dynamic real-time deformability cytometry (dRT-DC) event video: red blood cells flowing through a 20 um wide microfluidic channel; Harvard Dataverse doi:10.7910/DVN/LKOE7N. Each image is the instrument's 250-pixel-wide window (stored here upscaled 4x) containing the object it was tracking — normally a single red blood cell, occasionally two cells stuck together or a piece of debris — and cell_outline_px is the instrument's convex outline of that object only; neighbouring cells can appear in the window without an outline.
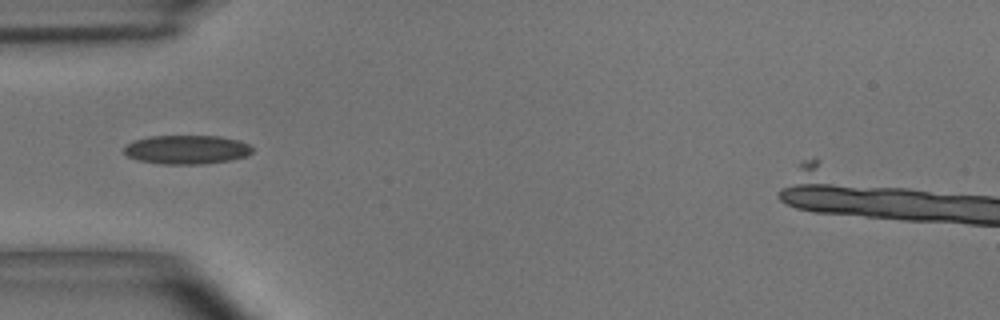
{"species": "common noctule bat (a hibernating species)", "species_latin": "Nyctalus noctula", "temperature_condition": "room temperature", "stored_images_in_passage": 4, "camera_frame_rate_fps": 3000, "um_per_image_px": 0.085, "animal": {"sex": "male", "body_mass_g": 15.6}, "frame": {"image": 1, "passage_image": 1, "time_ms": 0.0, "image_size_px": [1000, 320], "cell_outline_px": [[252, 152], [248, 156], [232, 160], [200, 164], [164, 164], [140, 160], [128, 156], [124, 152], [124, 148], [132, 140], [148, 136], [220, 136], [240, 140], [248, 144], [252, 148]], "centroid_in_image_um": [15.9, 12.71], "position_along_channel_um": 69.1, "area_um2": 21.68}}
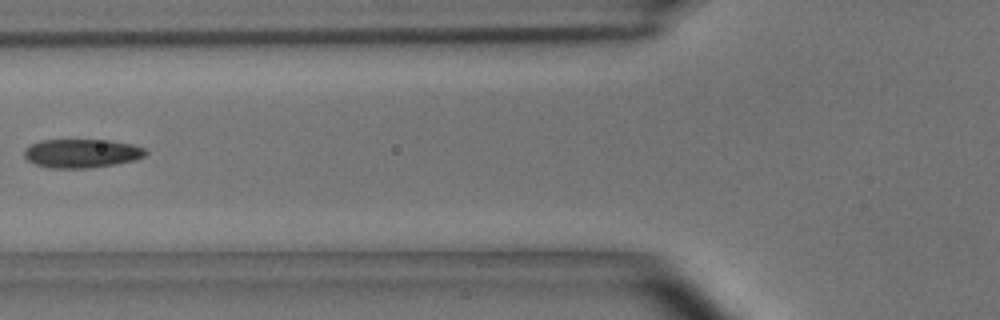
{"frame": {"image": 2, "passage_image": 2, "time_ms": 0.333, "image_size_px": [1000, 320], "cell_outline_px": [[148, 152], [144, 156], [136, 160], [116, 164], [88, 168], [48, 168], [36, 164], [28, 160], [24, 156], [24, 148], [40, 140], [112, 140], [132, 144], [144, 148]], "centroid_in_image_um": [6.96, 13.03], "position_along_channel_um": 118.8, "area_um2": 20.46}}